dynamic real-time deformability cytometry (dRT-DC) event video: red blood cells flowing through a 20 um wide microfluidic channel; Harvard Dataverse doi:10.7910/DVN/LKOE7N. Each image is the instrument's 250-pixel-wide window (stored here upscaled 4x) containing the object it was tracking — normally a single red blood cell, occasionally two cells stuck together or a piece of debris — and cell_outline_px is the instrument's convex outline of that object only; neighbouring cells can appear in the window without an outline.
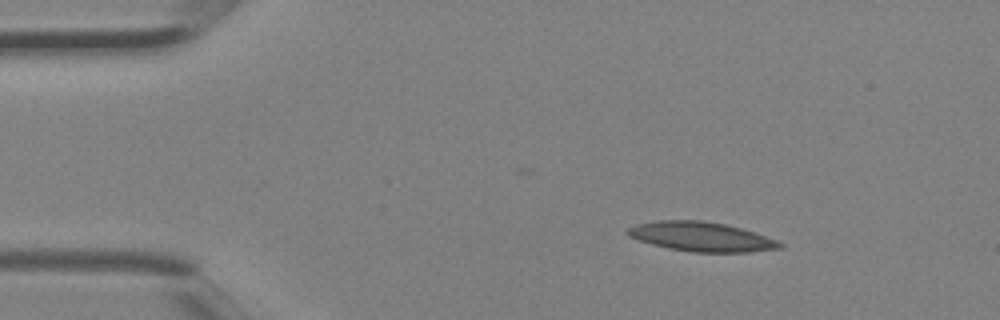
{"species": "Egyptian fruit bat (a non-hibernating species)", "species_latin": "Rousettus aegyptiacus", "temperature_condition": "room temperature", "stored_images_in_passage": 2, "camera_frame_rate_fps": 3000, "um_per_image_px": 0.085, "animal": {"sex": "female"}, "frame": {"image": 1, "passage_image": 1, "time_ms": 0.0, "image_size_px": [1000, 320], "cell_outline_px": [[784, 244], [780, 248], [748, 252], [692, 252], [668, 248], [652, 244], [628, 236], [628, 228], [636, 224], [656, 220], [700, 220], [724, 224], [740, 228], [780, 240]], "centroid_in_image_um": [59.63, 20.12], "position_along_channel_um": 25.4, "area_um2": 25.95}}